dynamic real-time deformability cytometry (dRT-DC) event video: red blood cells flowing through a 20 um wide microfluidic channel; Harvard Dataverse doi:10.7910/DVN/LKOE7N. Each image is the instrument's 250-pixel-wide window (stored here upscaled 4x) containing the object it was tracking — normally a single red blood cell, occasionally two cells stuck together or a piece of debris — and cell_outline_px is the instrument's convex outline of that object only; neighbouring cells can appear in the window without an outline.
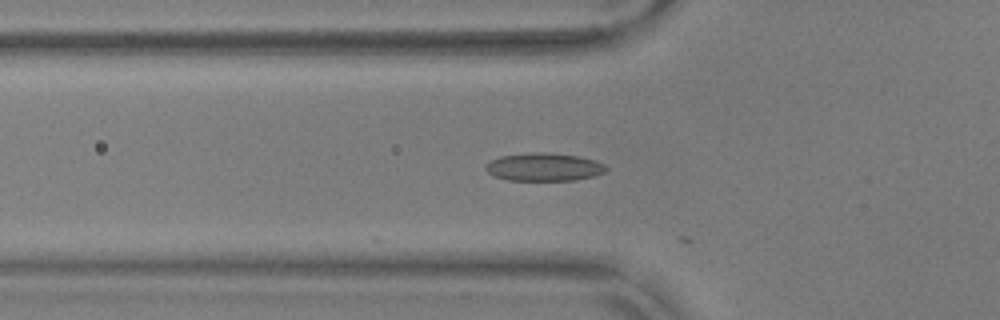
{"species": "common noctule bat (a hibernating species)", "species_latin": "Nyctalus noctula", "temperature_condition": "warm", "stored_images_in_passage": 25, "camera_frame_rate_fps": 3000, "um_per_image_px": 0.085, "animal": {"sex": "male", "body_mass_g": 17.9, "forearm_length_mm": 54.2}, "frame": {"image": 1, "passage_image": 20, "time_ms": 6.333, "image_size_px": [1000, 320], "cell_outline_px": [[608, 168], [604, 172], [596, 176], [572, 180], [508, 180], [496, 176], [488, 172], [484, 168], [492, 160], [500, 156], [528, 152], [544, 152], [580, 156], [596, 160], [604, 164]], "centroid_in_image_um": [46.28, 14.18], "position_along_channel_um": 79.5, "area_um2": 19.65}}
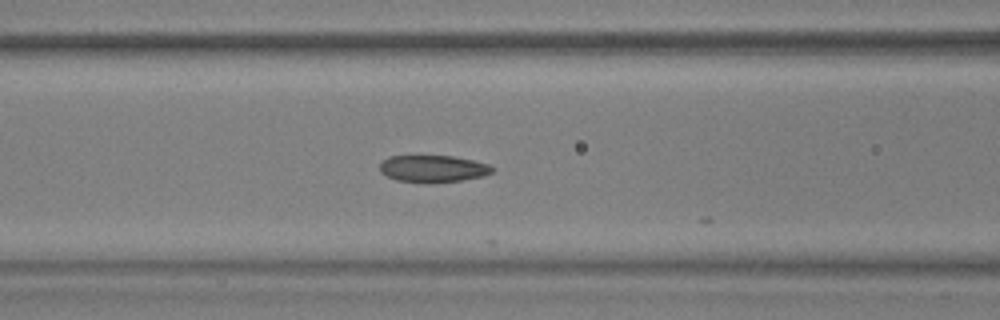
{"frame": {"image": 2, "passage_image": 24, "time_ms": 7.667, "image_size_px": [1000, 320], "cell_outline_px": [[496, 168], [492, 172], [484, 176], [460, 180], [396, 180], [380, 172], [380, 164], [388, 156], [452, 156], [472, 160], [488, 164]], "centroid_in_image_um": [36.83, 14.29], "position_along_channel_um": 129.8, "area_um2": 16.88}}